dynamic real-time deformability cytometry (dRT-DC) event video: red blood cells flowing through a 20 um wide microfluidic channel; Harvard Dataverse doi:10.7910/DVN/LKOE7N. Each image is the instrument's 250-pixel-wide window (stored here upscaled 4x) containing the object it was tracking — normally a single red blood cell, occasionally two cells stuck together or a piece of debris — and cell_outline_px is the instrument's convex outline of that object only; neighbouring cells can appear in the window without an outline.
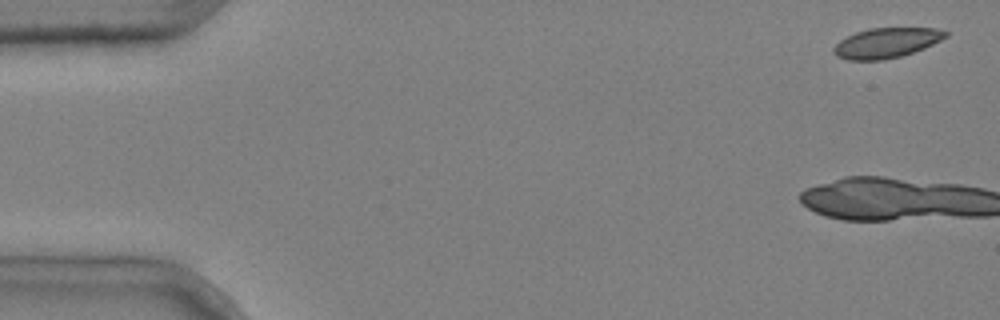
{"species": "common noctule bat (a hibernating species)", "species_latin": "Nyctalus noctula", "temperature_condition": "cold", "stored_images_in_passage": 5, "camera_frame_rate_fps": 3000, "um_per_image_px": 0.085, "animal": {"sex": "male", "body_mass_g": 20.4}, "frame": {"image": 1, "passage_image": 1, "time_ms": 0.0, "image_size_px": [1000, 320], "cell_outline_px": [[948, 36], [924, 48], [900, 56], [880, 60], [848, 60], [836, 56], [832, 52], [832, 48], [840, 40], [856, 32], [868, 28], [936, 28], [948, 32]], "centroid_in_image_um": [75.31, 3.64], "position_along_channel_um": 9.7, "area_um2": 19.48}}